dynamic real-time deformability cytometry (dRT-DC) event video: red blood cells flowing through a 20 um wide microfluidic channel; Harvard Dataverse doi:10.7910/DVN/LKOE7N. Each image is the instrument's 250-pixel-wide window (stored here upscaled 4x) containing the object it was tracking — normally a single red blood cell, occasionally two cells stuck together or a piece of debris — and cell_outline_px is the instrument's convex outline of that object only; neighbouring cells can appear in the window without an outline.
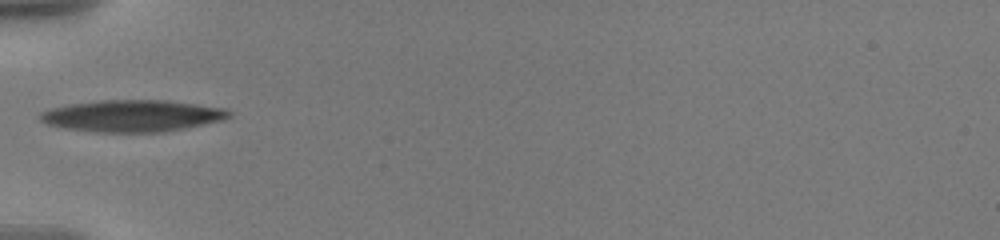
{"species": "human", "species_latin": "Homo sapiens", "temperature_condition": "warm", "stored_images_in_passage": 9, "camera_frame_rate_fps": 3000, "um_per_image_px": 0.085, "donor": {"sex": "male"}, "frame": {"image": 1, "passage_image": 1, "time_ms": 0.0, "image_size_px": [1000, 240], "cell_outline_px": [[232, 116], [220, 120], [184, 128], [164, 132], [92, 132], [64, 128], [48, 124], [40, 120], [36, 116], [40, 112], [48, 108], [68, 104], [100, 100], [168, 100], [228, 108], [232, 112]], "centroid_in_image_um": [11.21, 9.84], "position_along_channel_um": 73.8, "area_um2": 35.32}}
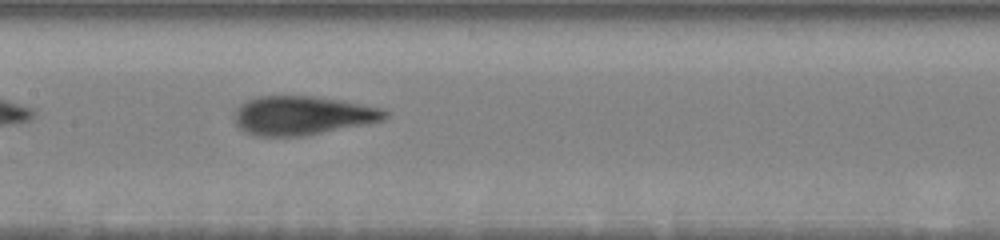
{"frame": {"image": 2, "passage_image": 5, "time_ms": 3.0, "image_size_px": [1000, 240], "cell_outline_px": [[388, 116], [384, 120], [304, 136], [256, 136], [244, 132], [236, 124], [236, 108], [240, 104], [256, 96], [312, 96], [340, 100], [380, 108], [388, 112]], "centroid_in_image_um": [25.68, 9.82], "position_along_channel_um": 181.7, "area_um2": 33.87}}
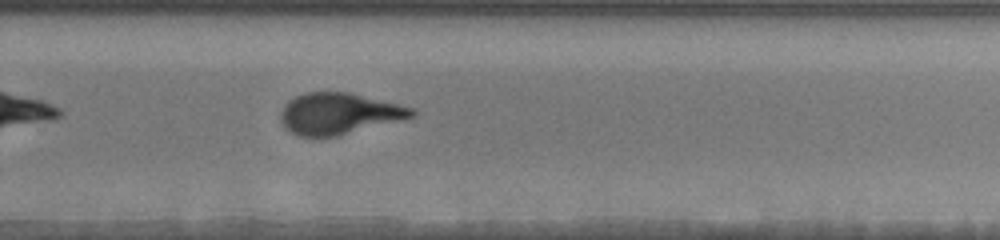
{"frame": {"image": 3, "passage_image": 9, "time_ms": 6.333, "image_size_px": [1000, 240], "cell_outline_px": [[416, 112], [412, 116], [400, 120], [336, 136], [300, 136], [288, 132], [284, 128], [280, 120], [280, 112], [284, 104], [288, 100], [304, 92], [352, 92], [416, 108]], "centroid_in_image_um": [28.77, 9.64], "position_along_channel_um": 301.0, "area_um2": 31.73}}